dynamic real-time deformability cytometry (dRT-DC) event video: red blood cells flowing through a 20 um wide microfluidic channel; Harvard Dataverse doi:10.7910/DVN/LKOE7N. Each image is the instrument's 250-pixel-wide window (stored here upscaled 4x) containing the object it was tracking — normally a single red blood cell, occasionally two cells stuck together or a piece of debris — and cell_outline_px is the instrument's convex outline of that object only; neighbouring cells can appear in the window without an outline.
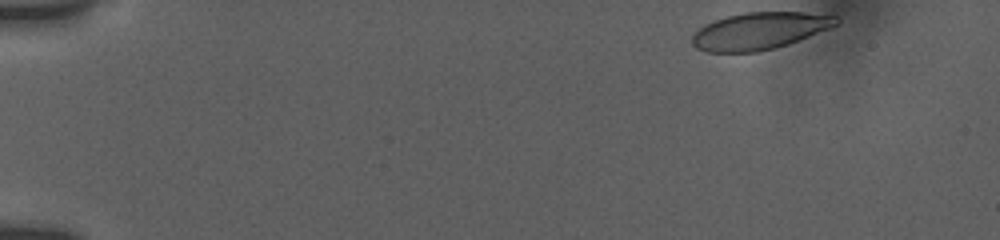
{"species": "human", "species_latin": "Homo sapiens", "temperature_condition": "room temperature", "stored_images_in_passage": 48, "camera_frame_rate_fps": 3000, "um_per_image_px": 0.085, "donor": {"sex": "female"}, "frame": {"image": 1, "passage_image": 1, "time_ms": 0.0, "image_size_px": [1000, 240], "cell_outline_px": [[840, 24], [788, 44], [756, 52], [708, 52], [696, 48], [692, 44], [692, 36], [704, 24], [712, 20], [744, 12], [804, 12], [836, 16], [840, 20]], "centroid_in_image_um": [64.55, 2.62], "position_along_channel_um": 20.4, "area_um2": 31.04}}
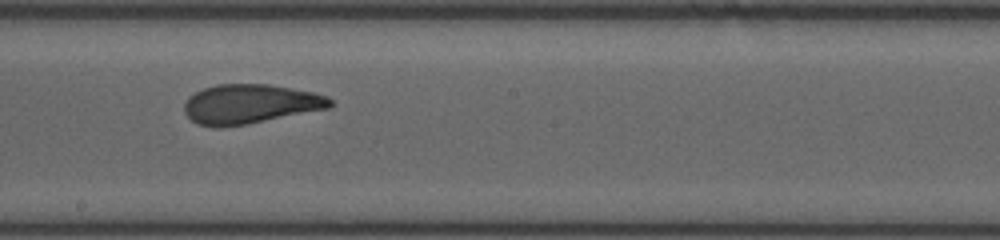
{"frame": {"image": 2, "passage_image": 27, "time_ms": 8.667, "image_size_px": [1000, 240], "cell_outline_px": [[332, 104], [328, 108], [248, 124], [216, 128], [196, 124], [184, 112], [184, 104], [188, 96], [204, 88], [216, 84], [268, 84], [312, 92], [328, 96], [332, 100]], "centroid_in_image_um": [21.22, 8.84], "position_along_channel_um": 227.0, "area_um2": 33.47}}
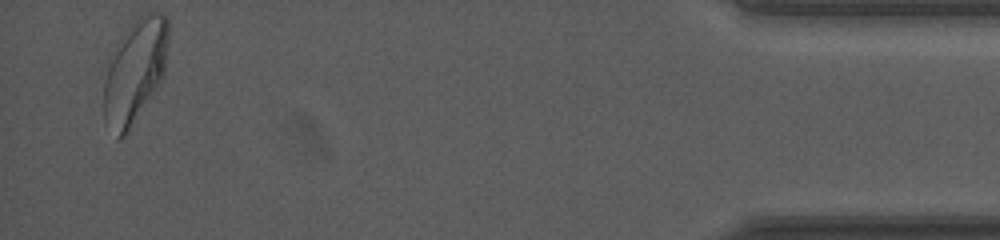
{"frame": {"image": 3, "passage_image": 48, "time_ms": 15.667, "image_size_px": [1000, 240], "cell_outline_px": [[168, 44], [164, 72], [160, 80], [124, 136], [120, 140], [116, 140], [104, 120], [104, 64], [108, 56], [124, 32], [136, 16], [148, 12], [164, 12], [168, 20]], "centroid_in_image_um": [11.42, 5.98], "position_along_channel_um": 423.8, "area_um2": 39.3}, "authors_computed_cell_mechanics": {"area_um2": 33.4951, "velocity_mm_per_s": 3.8197, "shape_relaxation_time_tau1_ms": 7.495, "shape_relaxation_time_tau2_ms": 1.0065, "deformation_change_tau1": 0.2042, "deformation_change_tau2": 0.0709}}